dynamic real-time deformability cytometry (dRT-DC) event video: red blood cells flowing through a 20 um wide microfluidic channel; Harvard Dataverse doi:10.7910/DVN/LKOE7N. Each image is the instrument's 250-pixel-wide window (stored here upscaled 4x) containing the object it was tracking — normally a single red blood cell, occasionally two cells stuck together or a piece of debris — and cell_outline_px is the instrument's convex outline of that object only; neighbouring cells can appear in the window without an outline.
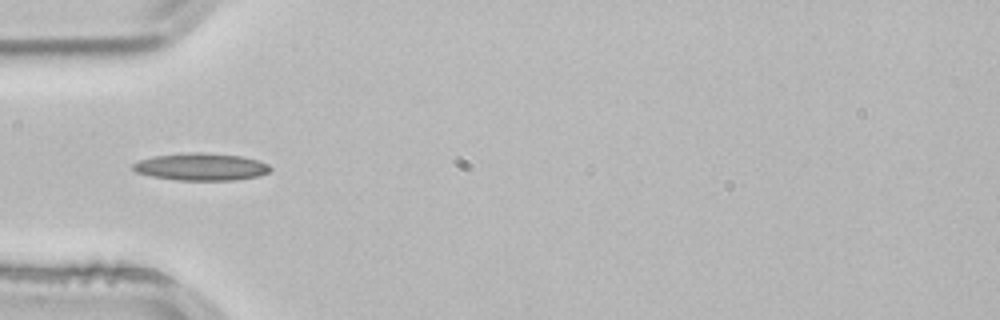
{"species": "common noctule bat (a hibernating species)", "species_latin": "Nyctalus noctula", "temperature_condition": "room temperature", "stored_images_in_passage": 3, "camera_frame_rate_fps": 3000, "um_per_image_px": 0.085, "animal": {"sex": "male", "body_mass_g": 21.5, "forearm_length_mm": 52.0}, "frame": {"image": 1, "passage_image": 3, "time_ms": 0.667, "image_size_px": [1000, 320], "cell_outline_px": [[272, 168], [268, 172], [256, 176], [232, 180], [176, 180], [152, 176], [136, 172], [132, 168], [132, 164], [140, 160], [152, 156], [188, 152], [208, 152], [240, 156], [256, 160], [268, 164]], "centroid_in_image_um": [17.05, 14.17], "position_along_channel_um": 67.9, "area_um2": 21.79}}